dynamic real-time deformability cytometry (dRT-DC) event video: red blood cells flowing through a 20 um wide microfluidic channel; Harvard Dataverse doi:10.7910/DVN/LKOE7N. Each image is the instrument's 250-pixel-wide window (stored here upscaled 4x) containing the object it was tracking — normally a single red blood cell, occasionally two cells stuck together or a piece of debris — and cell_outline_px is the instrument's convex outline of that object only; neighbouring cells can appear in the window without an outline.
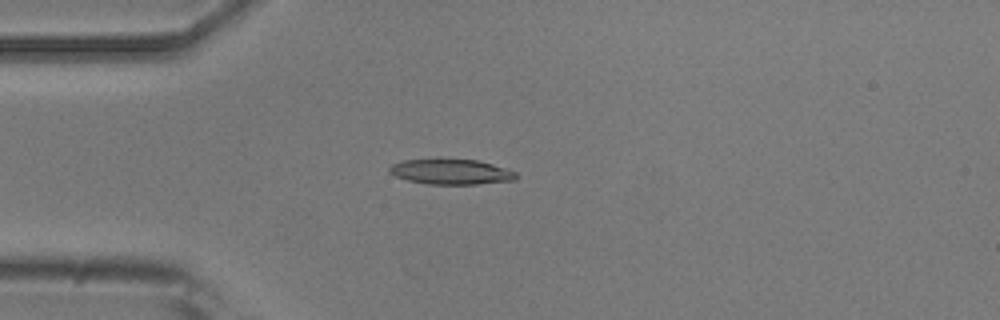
{"species": "common noctule bat (a hibernating species)", "species_latin": "Nyctalus noctula", "temperature_condition": "room temperature", "stored_images_in_passage": 3, "camera_frame_rate_fps": 3000, "um_per_image_px": 0.085, "animal": {"sex": "male", "body_mass_g": 20.5, "forearm_length_mm": 52.5}, "frame": {"image": 1, "passage_image": 3, "time_ms": 2.333, "image_size_px": [1000, 320], "cell_outline_px": [[516, 180], [476, 184], [428, 184], [408, 180], [396, 176], [388, 172], [388, 168], [392, 164], [404, 160], [436, 156], [440, 156], [476, 160], [492, 164], [516, 172]], "centroid_in_image_um": [38.27, 14.55], "position_along_channel_um": 46.7, "area_um2": 19.36}}